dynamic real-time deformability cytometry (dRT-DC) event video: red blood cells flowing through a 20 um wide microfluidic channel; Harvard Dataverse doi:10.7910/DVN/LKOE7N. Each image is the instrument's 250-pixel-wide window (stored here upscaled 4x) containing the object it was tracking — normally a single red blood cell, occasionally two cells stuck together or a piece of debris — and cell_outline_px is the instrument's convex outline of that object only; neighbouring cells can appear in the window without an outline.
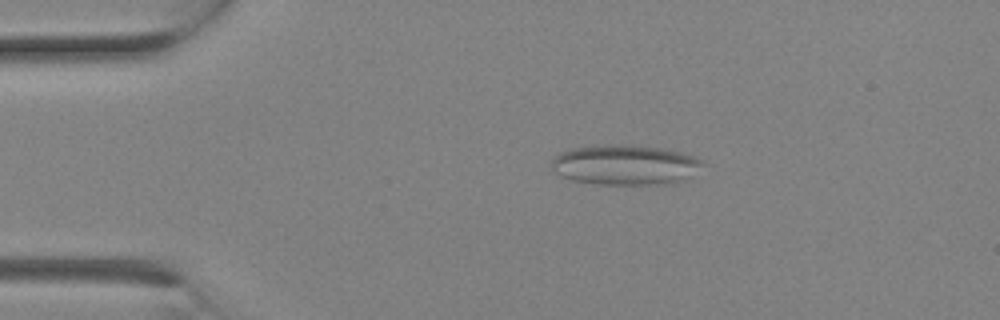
{"species": "Egyptian fruit bat (a non-hibernating species)", "species_latin": "Rousettus aegyptiacus", "temperature_condition": "room temperature", "stored_images_in_passage": 1, "camera_frame_rate_fps": 3000, "um_per_image_px": 0.085, "animal": {"sex": "female"}, "frame": {"image": 1, "passage_image": 1, "time_ms": 0.0, "image_size_px": [1000, 320], "cell_outline_px": [[708, 164], [688, 176], [672, 184], [596, 184], [572, 180], [560, 176], [552, 172], [548, 164], [560, 152], [568, 148], [596, 144], [624, 144], [660, 148], [680, 152], [696, 156], [704, 160]], "centroid_in_image_um": [53.08, 14.0], "position_along_channel_um": 31.9, "area_um2": 36.01}}